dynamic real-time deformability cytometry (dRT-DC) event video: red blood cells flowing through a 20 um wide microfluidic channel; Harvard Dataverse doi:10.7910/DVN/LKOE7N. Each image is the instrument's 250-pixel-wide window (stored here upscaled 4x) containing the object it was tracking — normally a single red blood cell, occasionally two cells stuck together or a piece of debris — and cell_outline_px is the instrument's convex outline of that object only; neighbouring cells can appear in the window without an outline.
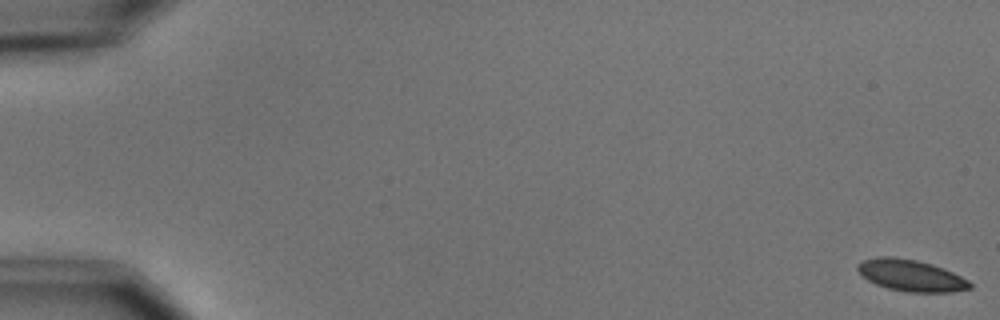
{"species": "common noctule bat (a hibernating species)", "species_latin": "Nyctalus noctula", "temperature_condition": "cold", "stored_images_in_passage": 6, "camera_frame_rate_fps": 3000, "um_per_image_px": 0.085, "animal": {"sex": "male", "body_mass_g": 15.6}, "frame": {"image": 1, "passage_image": 1, "time_ms": 0.0, "image_size_px": [1000, 320], "cell_outline_px": [[972, 288], [952, 292], [908, 292], [888, 288], [876, 284], [860, 276], [856, 268], [856, 264], [860, 260], [876, 256], [892, 256], [916, 260], [932, 264], [944, 268], [968, 280], [972, 284]], "centroid_in_image_um": [77.37, 23.4], "position_along_channel_um": 7.6, "area_um2": 20.92}}
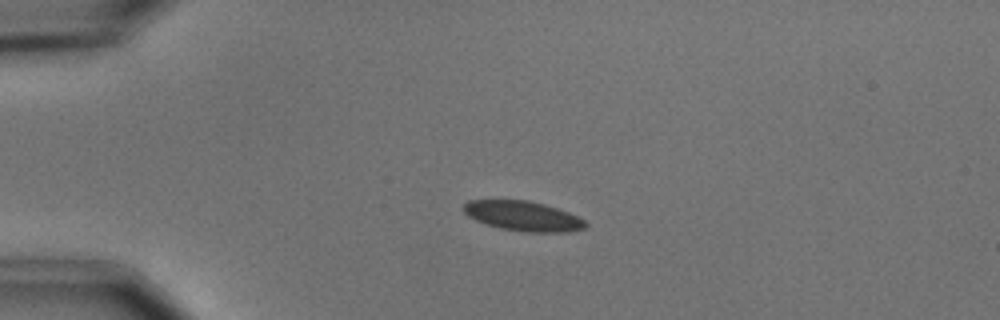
{"frame": {"image": 2, "passage_image": 4, "time_ms": 4.333, "image_size_px": [1000, 320], "cell_outline_px": [[588, 224], [584, 228], [568, 232], [528, 232], [500, 228], [484, 224], [468, 216], [464, 212], [464, 204], [468, 200], [528, 200], [544, 204], [568, 212], [584, 220]], "centroid_in_image_um": [44.45, 18.36], "position_along_channel_um": 40.6, "area_um2": 21.1}}
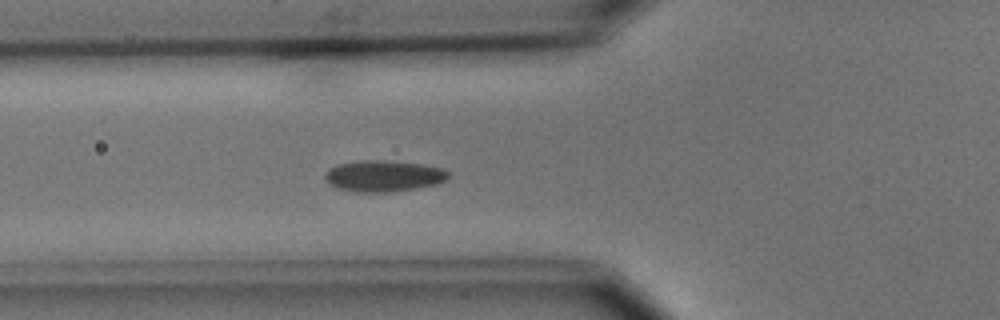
{"frame": {"image": 3, "passage_image": 6, "time_ms": 6.667, "image_size_px": [1000, 320], "cell_outline_px": [[448, 176], [444, 180], [436, 184], [416, 188], [388, 192], [356, 192], [336, 188], [328, 184], [324, 176], [328, 168], [336, 164], [360, 160], [384, 160], [424, 164], [444, 168], [448, 172]], "centroid_in_image_um": [32.56, 14.95], "position_along_channel_um": 93.2, "area_um2": 22.66}}